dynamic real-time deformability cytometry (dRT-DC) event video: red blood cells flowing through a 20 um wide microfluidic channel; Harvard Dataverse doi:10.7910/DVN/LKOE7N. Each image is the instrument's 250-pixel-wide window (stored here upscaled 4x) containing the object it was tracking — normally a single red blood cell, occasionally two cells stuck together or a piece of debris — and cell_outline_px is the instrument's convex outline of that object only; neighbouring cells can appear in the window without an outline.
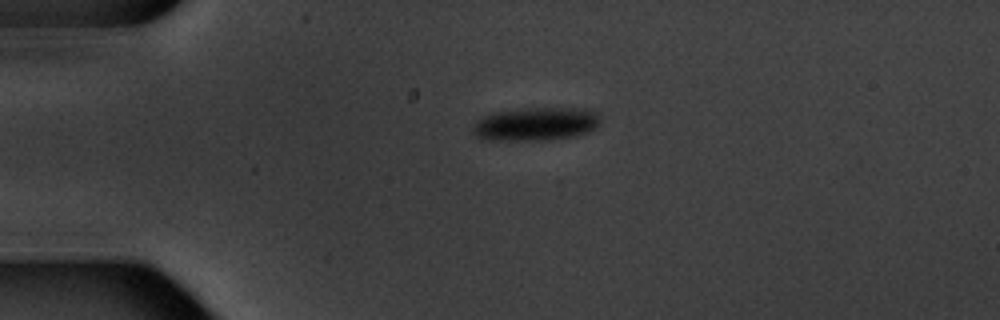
{"species": "common noctule bat (a hibernating species)", "species_latin": "Nyctalus noctula", "temperature_condition": "warm", "stored_images_in_passage": 2, "camera_frame_rate_fps": 3000, "um_per_image_px": 0.085, "animal": {"sex": "male", "body_mass_g": 20.1, "forearm_length_mm": 53.5}, "frame": {"image": 1, "passage_image": 1, "time_ms": 0.0, "image_size_px": [1000, 320], "cell_outline_px": [[600, 120], [596, 128], [588, 132], [572, 136], [544, 140], [480, 140], [472, 132], [472, 124], [480, 116], [492, 112], [524, 108], [588, 108], [596, 112]], "centroid_in_image_um": [45.47, 10.53], "position_along_channel_um": 39.5, "area_um2": 25.2}}